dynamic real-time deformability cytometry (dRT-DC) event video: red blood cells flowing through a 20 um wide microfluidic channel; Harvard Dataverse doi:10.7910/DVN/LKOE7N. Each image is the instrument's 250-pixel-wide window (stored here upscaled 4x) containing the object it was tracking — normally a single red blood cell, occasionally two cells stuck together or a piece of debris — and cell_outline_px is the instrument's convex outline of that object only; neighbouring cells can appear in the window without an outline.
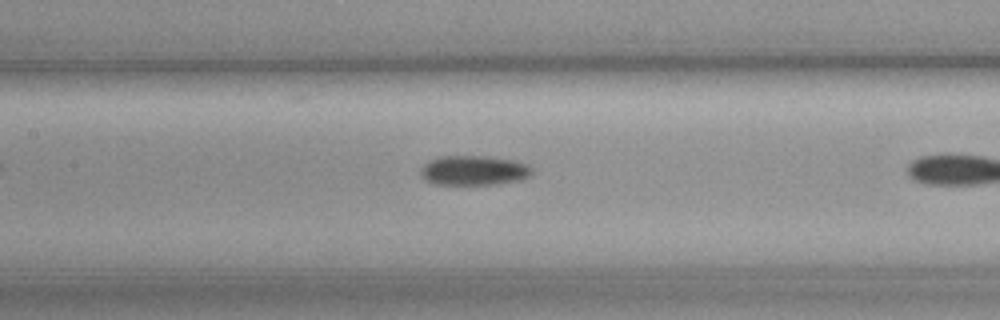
{"species": "common noctule bat (a hibernating species)", "species_latin": "Nyctalus noctula", "temperature_condition": "cold", "stored_images_in_passage": 10, "camera_frame_rate_fps": 3000, "um_per_image_px": 0.085, "animal": {"sex": "female", "body_mass_g": 19.3, "forearm_length_mm": 54.1}, "frame": {"image": 1, "passage_image": 9, "time_ms": 2.667, "image_size_px": [1000, 320], "cell_outline_px": [[532, 172], [528, 176], [520, 180], [496, 184], [436, 184], [424, 180], [420, 176], [420, 168], [424, 164], [440, 156], [484, 156], [512, 160], [528, 164], [532, 168]], "centroid_in_image_um": [40.25, 14.49], "position_along_channel_um": 167.2, "area_um2": 19.19}}